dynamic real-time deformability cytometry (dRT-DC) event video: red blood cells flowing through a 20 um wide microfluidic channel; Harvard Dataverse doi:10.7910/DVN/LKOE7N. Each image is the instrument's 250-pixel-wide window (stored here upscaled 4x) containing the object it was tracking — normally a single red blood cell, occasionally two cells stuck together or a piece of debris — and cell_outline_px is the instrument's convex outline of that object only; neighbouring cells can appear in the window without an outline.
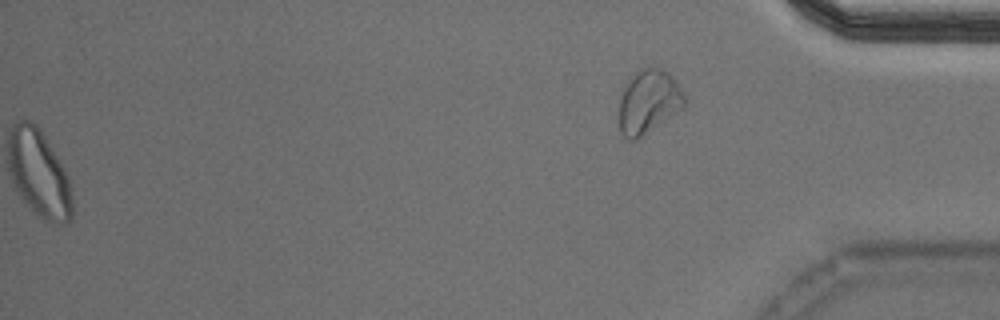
{"species": "Egyptian fruit bat (a non-hibernating species)", "species_latin": "Rousettus aegyptiacus", "temperature_condition": "cold", "stored_images_in_passage": 54, "segment_of_instrument_passage": [2, 2], "camera_frame_rate_fps": 3000, "um_per_image_px": 0.085, "animal": {"sex": "male"}, "frame": {"image": 1, "passage_image": 54, "time_ms": 17.667, "image_size_px": [1000, 320], "cell_outline_px": [[684, 108], [636, 140], [628, 140], [620, 132], [620, 96], [628, 80], [640, 68], [660, 68], [668, 72], [676, 80], [684, 92]], "centroid_in_image_um": [55.14, 8.64], "position_along_channel_um": 380.1, "area_um2": 24.22}}